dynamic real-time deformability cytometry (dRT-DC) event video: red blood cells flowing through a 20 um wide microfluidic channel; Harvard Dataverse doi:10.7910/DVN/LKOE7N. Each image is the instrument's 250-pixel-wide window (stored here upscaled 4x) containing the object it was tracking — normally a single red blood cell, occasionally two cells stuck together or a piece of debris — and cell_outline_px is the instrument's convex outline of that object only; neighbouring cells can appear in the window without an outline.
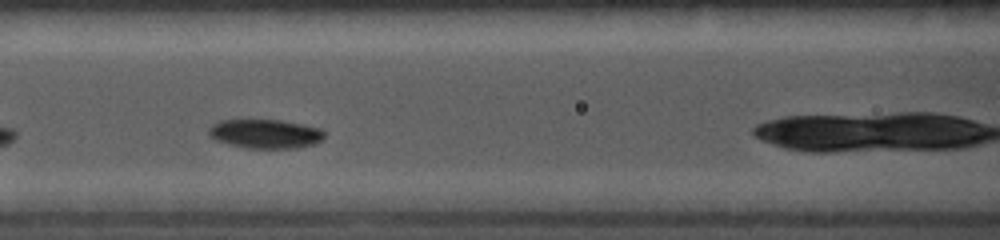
{"species": "common noctule bat (a hibernating species)", "species_latin": "Nyctalus noctula", "temperature_condition": "cold", "stored_images_in_passage": 21, "camera_frame_rate_fps": 5000, "um_per_image_px": 0.085, "animal": {"sex": "female", "body_mass_g": 19.0, "forearm_length_mm": 56.7}, "frame": {"image": 1, "passage_image": 10, "time_ms": 2.4, "image_size_px": [1000, 240], "cell_outline_px": [[324, 136], [316, 144], [296, 148], [244, 148], [228, 144], [216, 140], [208, 136], [208, 128], [212, 124], [220, 120], [280, 120], [320, 128], [324, 132]], "centroid_in_image_um": [22.51, 11.38], "position_along_channel_um": 144.1, "area_um2": 19.65}}